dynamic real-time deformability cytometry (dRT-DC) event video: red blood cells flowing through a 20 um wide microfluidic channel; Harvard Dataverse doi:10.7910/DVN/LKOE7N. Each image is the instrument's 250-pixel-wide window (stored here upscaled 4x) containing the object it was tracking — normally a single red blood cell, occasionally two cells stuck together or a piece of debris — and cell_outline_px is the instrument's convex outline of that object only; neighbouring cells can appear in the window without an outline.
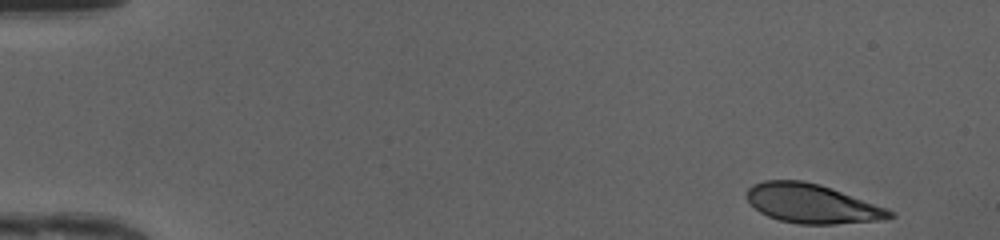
{"species": "human", "species_latin": "Homo sapiens", "temperature_condition": "cold", "stored_images_in_passage": 46, "camera_frame_rate_fps": 3000, "um_per_image_px": 0.085, "donor": {"sex": "female"}, "frame": {"image": 1, "passage_image": 1, "time_ms": 0.0, "image_size_px": [1000, 240], "cell_outline_px": [[896, 216], [880, 220], [836, 224], [796, 224], [780, 220], [768, 216], [760, 212], [748, 200], [748, 188], [752, 184], [764, 180], [804, 180], [820, 184], [832, 188], [888, 208], [896, 212]], "centroid_in_image_um": [69.06, 17.3], "position_along_channel_um": 15.9, "area_um2": 32.71}}
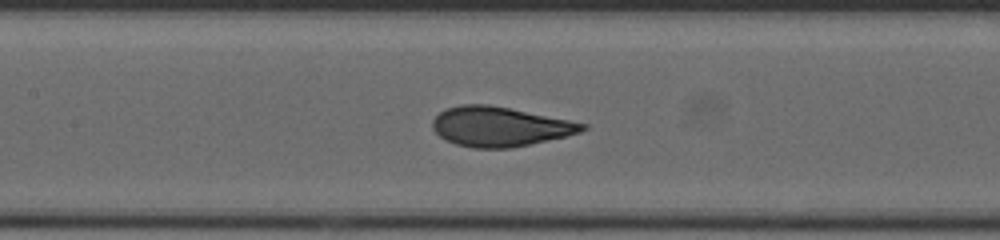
{"frame": {"image": 2, "passage_image": 21, "time_ms": 6.667, "image_size_px": [1000, 240], "cell_outline_px": [[588, 128], [580, 132], [564, 136], [512, 148], [472, 148], [456, 144], [444, 140], [432, 128], [432, 120], [444, 108], [460, 104], [488, 104], [588, 124]], "centroid_in_image_um": [42.42, 10.76], "position_along_channel_um": 165.0, "area_um2": 34.39}}
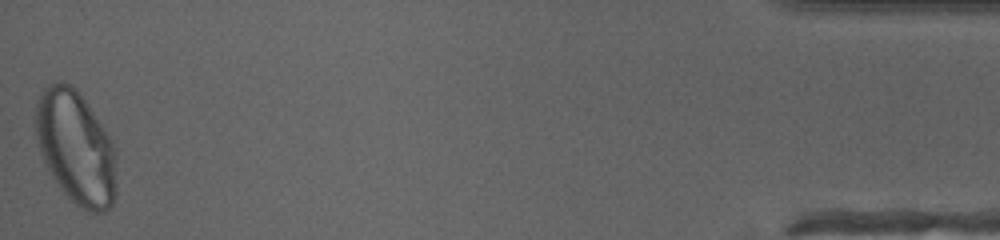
{"frame": {"image": 3, "passage_image": 46, "time_ms": 15.0, "image_size_px": [1000, 240], "cell_outline_px": [[116, 196], [112, 204], [104, 212], [92, 212], [76, 204], [60, 188], [52, 176], [40, 152], [36, 136], [36, 104], [40, 92], [44, 88], [60, 80], [76, 88], [88, 104], [112, 140], [116, 152]], "centroid_in_image_um": [6.47, 12.53], "position_along_channel_um": 428.7, "area_um2": 53.23}, "authors_computed_cell_mechanics": {"area_um2": 34.391, "velocity_mm_per_s": 4.195, "shape_relaxation_time_tau1_ms": 3.8826, "shape_relaxation_time_tau2_ms": null, "deformation_change_tau1": 0.1965, "deformation_change_tau2": null}}